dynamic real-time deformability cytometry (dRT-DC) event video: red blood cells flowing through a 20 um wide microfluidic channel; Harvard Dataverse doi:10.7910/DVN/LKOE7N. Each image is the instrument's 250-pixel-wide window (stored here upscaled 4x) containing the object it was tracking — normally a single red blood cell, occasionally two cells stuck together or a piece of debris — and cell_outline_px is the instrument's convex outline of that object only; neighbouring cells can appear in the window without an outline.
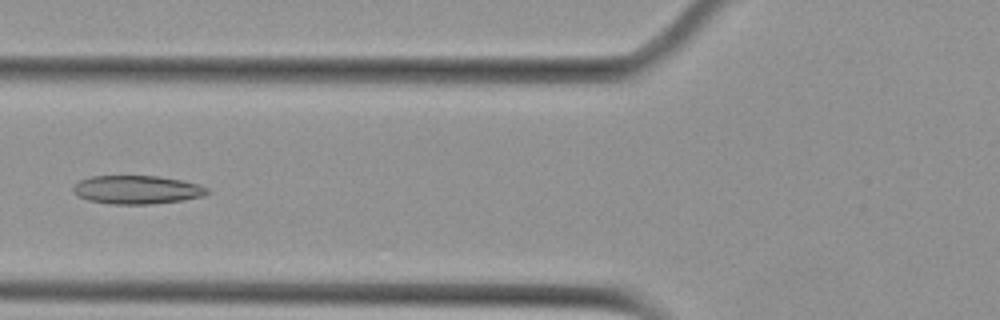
{"species": "Egyptian fruit bat (a non-hibernating species)", "species_latin": "Rousettus aegyptiacus", "temperature_condition": "cold", "stored_images_in_passage": 6, "camera_frame_rate_fps": 3000, "um_per_image_px": 0.085, "animal": {"sex": "female"}, "frame": {"image": 1, "passage_image": 6, "time_ms": 6.0, "image_size_px": [1000, 320], "cell_outline_px": [[212, 192], [204, 196], [180, 200], [152, 204], [112, 204], [88, 200], [80, 196], [72, 188], [80, 180], [92, 176], [160, 176], [200, 184], [208, 188]], "centroid_in_image_um": [11.7, 16.12], "position_along_channel_um": 114.1, "area_um2": 22.14}}